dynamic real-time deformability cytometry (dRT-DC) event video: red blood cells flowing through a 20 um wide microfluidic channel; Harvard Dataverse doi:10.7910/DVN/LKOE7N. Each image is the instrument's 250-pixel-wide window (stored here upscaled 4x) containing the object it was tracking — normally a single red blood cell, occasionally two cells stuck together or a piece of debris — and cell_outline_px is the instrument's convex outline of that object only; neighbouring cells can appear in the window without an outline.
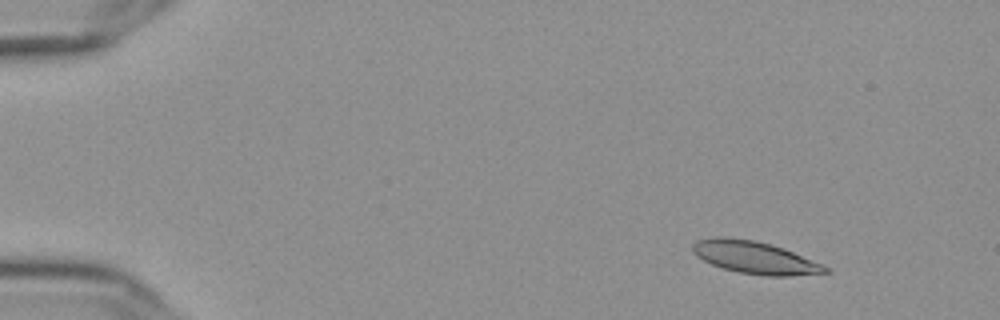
{"species": "Egyptian fruit bat (a non-hibernating species)", "species_latin": "Rousettus aegyptiacus", "temperature_condition": "cold", "stored_images_in_passage": 51, "camera_frame_rate_fps": 3000, "um_per_image_px": 0.085, "frame": {"image": 1, "passage_image": 1, "time_ms": 0.0, "image_size_px": [1000, 320], "cell_outline_px": [[832, 272], [788, 276], [764, 276], [740, 272], [724, 268], [712, 264], [696, 256], [692, 252], [692, 244], [696, 240], [716, 236], [724, 236], [752, 240], [768, 244], [792, 252], [820, 264], [828, 268]], "centroid_in_image_um": [64.09, 21.88], "position_along_channel_um": 20.9, "area_um2": 24.62}}
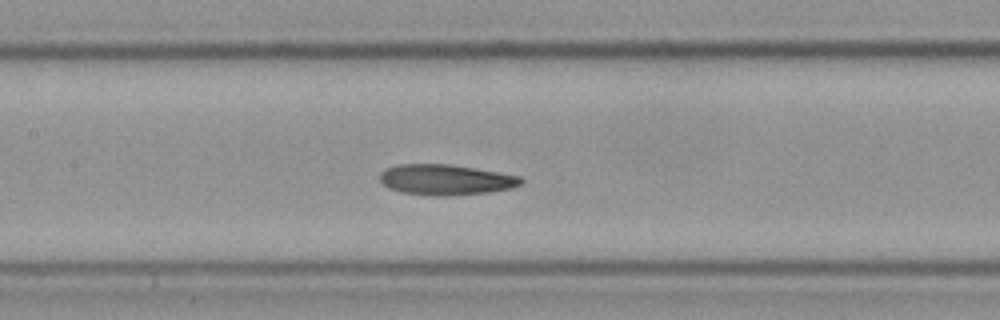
{"frame": {"image": 2, "passage_image": 22, "time_ms": 7.0, "image_size_px": [1000, 320], "cell_outline_px": [[524, 180], [520, 184], [512, 188], [488, 192], [444, 196], [432, 196], [400, 192], [388, 188], [380, 180], [380, 172], [384, 168], [400, 164], [448, 164], [476, 168], [500, 172], [520, 176]], "centroid_in_image_um": [37.87, 15.27], "position_along_channel_um": 169.5, "area_um2": 25.26}}
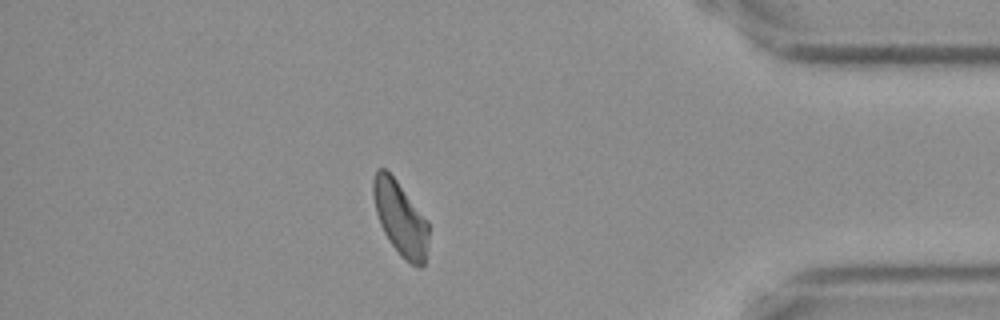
{"frame": {"image": 3, "passage_image": 44, "time_ms": 14.333, "image_size_px": [1000, 320], "cell_outline_px": [[428, 236], [424, 264], [420, 268], [416, 268], [400, 256], [384, 232], [380, 224], [376, 212], [372, 192], [372, 180], [376, 168], [384, 168], [396, 180], [428, 220]], "centroid_in_image_um": [34.02, 18.56], "position_along_channel_um": 401.2, "area_um2": 23.81}, "authors_computed_cell_mechanics": {"area_um2": 24.9118, "velocity_mm_per_s": 3.6038, "shape_relaxation_time_tau1_ms": null, "shape_relaxation_time_tau2_ms": 3.5808, "deformation_change_tau1": null, "deformation_change_tau2": 0.1062}}